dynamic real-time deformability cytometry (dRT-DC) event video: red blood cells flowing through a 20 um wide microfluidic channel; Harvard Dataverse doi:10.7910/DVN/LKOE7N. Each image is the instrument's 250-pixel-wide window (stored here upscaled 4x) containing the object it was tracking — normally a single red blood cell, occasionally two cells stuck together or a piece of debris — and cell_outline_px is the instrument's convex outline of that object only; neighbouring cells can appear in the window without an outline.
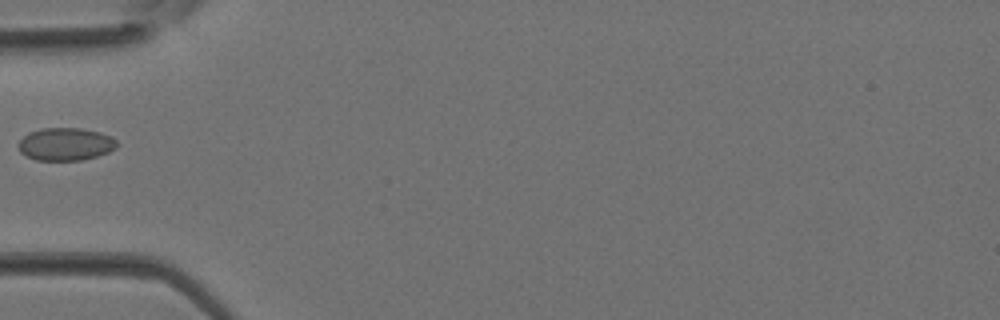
{"species": "Egyptian fruit bat (a non-hibernating species)", "species_latin": "Rousettus aegyptiacus", "temperature_condition": "room temperature", "stored_images_in_passage": 3, "camera_frame_rate_fps": 3000, "um_per_image_px": 0.085, "animal": {"sex": "female"}, "frame": {"image": 1, "passage_image": 3, "time_ms": 0.667, "image_size_px": [1000, 320], "cell_outline_px": [[120, 144], [116, 148], [108, 152], [96, 156], [80, 160], [36, 160], [20, 152], [16, 144], [28, 132], [40, 128], [80, 128], [100, 132], [112, 136]], "centroid_in_image_um": [5.57, 12.24], "position_along_channel_um": 79.4, "area_um2": 18.96}}